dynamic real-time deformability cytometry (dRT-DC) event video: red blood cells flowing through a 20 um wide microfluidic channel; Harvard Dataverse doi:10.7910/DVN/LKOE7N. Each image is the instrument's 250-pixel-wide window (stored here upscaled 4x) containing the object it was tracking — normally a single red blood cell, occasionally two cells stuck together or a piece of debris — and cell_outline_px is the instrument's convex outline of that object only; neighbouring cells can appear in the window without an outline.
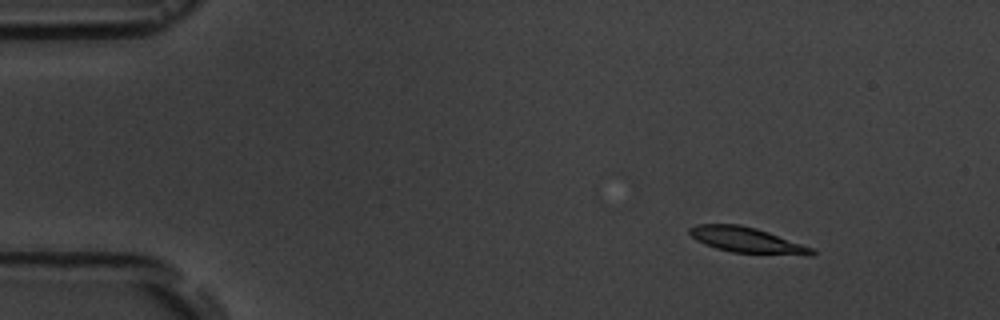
{"species": "common noctule bat (a hibernating species)", "species_latin": "Nyctalus noctula", "temperature_condition": "room temperature", "stored_images_in_passage": 5, "segment_of_instrument_passage": [1, 2], "camera_frame_rate_fps": 3000, "um_per_image_px": 0.085, "animal": {"sex": "male", "body_mass_g": 19.5, "forearm_length_mm": 54.6}, "frame": {"image": 1, "passage_image": 2, "time_ms": 1.333, "image_size_px": [1000, 320], "cell_outline_px": [[816, 252], [812, 256], [804, 256], [732, 252], [716, 248], [704, 244], [696, 240], [688, 232], [688, 228], [696, 224], [740, 224], [756, 228], [768, 232], [812, 248]], "centroid_in_image_um": [63.47, 20.41], "position_along_channel_um": 21.5, "area_um2": 18.26}}
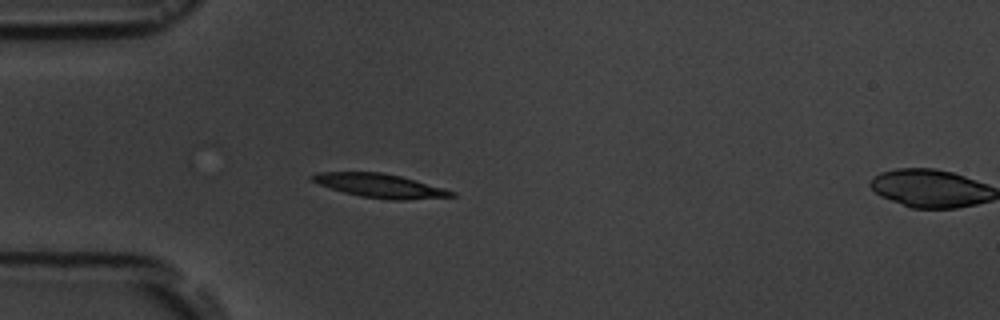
{"frame": {"image": 2, "passage_image": 4, "time_ms": 4.333, "image_size_px": [1000, 320], "cell_outline_px": [[456, 196], [404, 200], [392, 200], [360, 196], [344, 192], [320, 184], [312, 180], [308, 176], [316, 172], [380, 172], [400, 176], [444, 188], [456, 192]], "centroid_in_image_um": [32.31, 15.78], "position_along_channel_um": 52.7, "area_um2": 19.13}}